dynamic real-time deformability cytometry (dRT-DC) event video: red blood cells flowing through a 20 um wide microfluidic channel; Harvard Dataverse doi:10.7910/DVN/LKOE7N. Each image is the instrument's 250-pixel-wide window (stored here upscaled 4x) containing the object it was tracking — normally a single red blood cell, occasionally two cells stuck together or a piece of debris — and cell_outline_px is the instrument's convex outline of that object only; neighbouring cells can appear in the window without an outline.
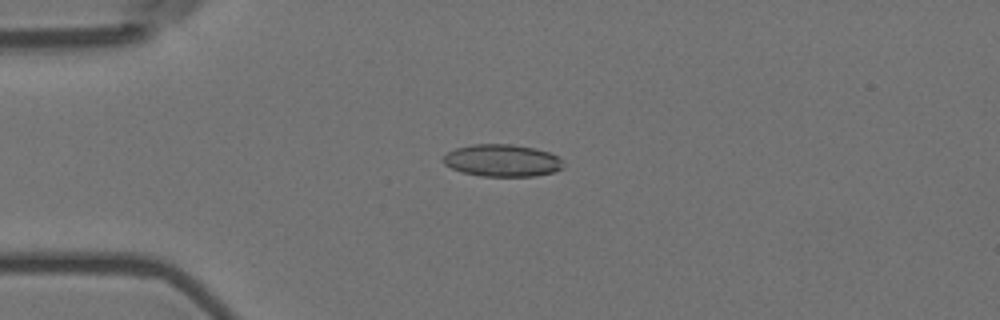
{"species": "Egyptian fruit bat (a non-hibernating species)", "species_latin": "Rousettus aegyptiacus", "temperature_condition": "room temperature", "stored_images_in_passage": 8, "camera_frame_rate_fps": 3000, "um_per_image_px": 0.085, "animal": {"sex": "female"}, "frame": {"image": 1, "passage_image": 5, "time_ms": 1.333, "image_size_px": [1000, 320], "cell_outline_px": [[564, 168], [556, 172], [536, 176], [480, 176], [464, 172], [452, 168], [444, 164], [444, 156], [448, 152], [456, 148], [472, 144], [512, 144], [532, 148], [548, 152], [556, 156], [560, 160]], "centroid_in_image_um": [42.7, 13.65], "position_along_channel_um": 42.3, "area_um2": 22.37}}